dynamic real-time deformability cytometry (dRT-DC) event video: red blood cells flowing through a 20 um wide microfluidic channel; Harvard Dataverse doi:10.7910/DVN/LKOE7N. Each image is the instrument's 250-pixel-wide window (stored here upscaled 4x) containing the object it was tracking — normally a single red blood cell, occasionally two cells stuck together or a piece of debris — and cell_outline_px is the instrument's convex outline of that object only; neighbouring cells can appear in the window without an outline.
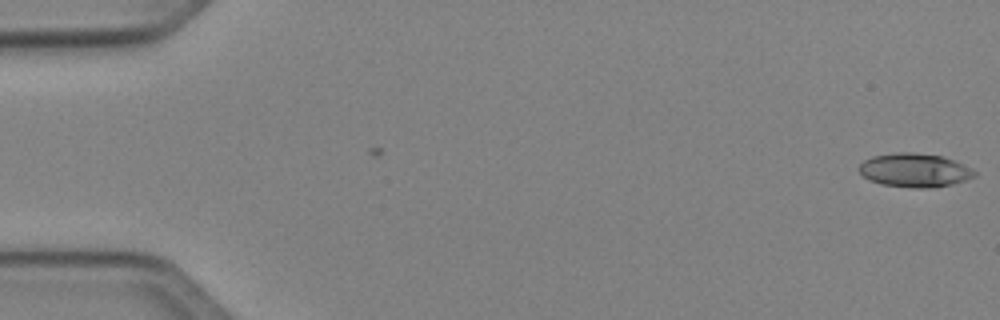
{"species": "Egyptian fruit bat (a non-hibernating species)", "species_latin": "Rousettus aegyptiacus", "temperature_condition": "cold", "stored_images_in_passage": 6, "camera_frame_rate_fps": 3000, "um_per_image_px": 0.085, "animal": {"sex": "female"}, "frame": {"image": 1, "passage_image": 6, "time_ms": 1.667, "image_size_px": [1000, 320], "cell_outline_px": [[976, 176], [952, 184], [924, 188], [912, 188], [880, 184], [868, 180], [856, 168], [864, 160], [872, 156], [896, 152], [912, 152], [944, 156], [964, 164], [972, 168], [976, 172]], "centroid_in_image_um": [77.72, 14.46], "position_along_channel_um": 7.3, "area_um2": 22.89}}